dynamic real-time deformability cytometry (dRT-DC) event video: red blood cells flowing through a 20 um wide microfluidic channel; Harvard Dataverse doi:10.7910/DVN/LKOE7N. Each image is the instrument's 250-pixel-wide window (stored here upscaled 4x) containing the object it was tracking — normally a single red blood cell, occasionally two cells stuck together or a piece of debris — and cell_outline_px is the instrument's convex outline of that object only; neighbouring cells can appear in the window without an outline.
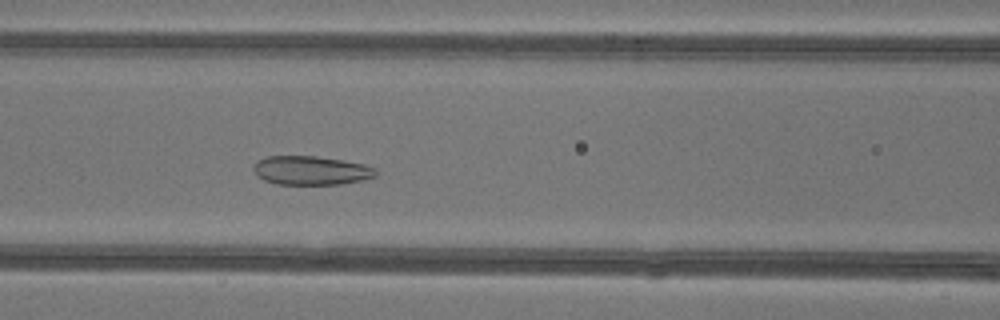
{"species": "common noctule bat (a hibernating species)", "species_latin": "Nyctalus noctula", "temperature_condition": "warm", "stored_images_in_passage": 41, "camera_frame_rate_fps": 3000, "um_per_image_px": 0.085, "animal": {"sex": "female"}, "frame": {"image": 1, "passage_image": 14, "time_ms": 4.333, "image_size_px": [1000, 320], "cell_outline_px": [[376, 176], [364, 180], [340, 184], [276, 184], [264, 180], [252, 168], [256, 160], [264, 156], [316, 156], [344, 160], [364, 164], [376, 168]], "centroid_in_image_um": [26.45, 14.48], "position_along_channel_um": 140.2, "area_um2": 20.69}}
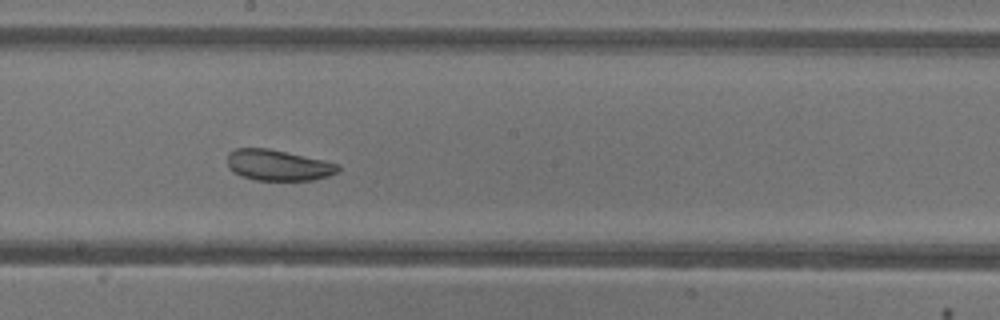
{"frame": {"image": 2, "passage_image": 20, "time_ms": 6.333, "image_size_px": [1000, 320], "cell_outline_px": [[340, 172], [328, 176], [312, 180], [256, 180], [240, 176], [228, 168], [228, 152], [236, 148], [268, 148], [324, 160], [340, 164]], "centroid_in_image_um": [23.65, 14.04], "position_along_channel_um": 224.5, "area_um2": 20.06}}
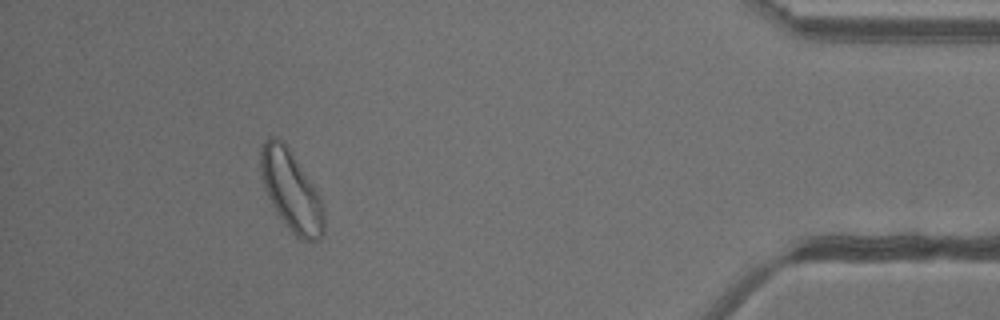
{"frame": {"image": 3, "passage_image": 37, "time_ms": 12.0, "image_size_px": [1000, 320], "cell_outline_px": [[324, 232], [316, 240], [304, 240], [296, 236], [292, 232], [280, 216], [272, 204], [264, 188], [260, 168], [260, 152], [264, 140], [268, 136], [276, 136], [288, 148], [316, 188], [320, 196], [324, 208]], "centroid_in_image_um": [24.75, 16.19], "position_along_channel_um": 410.4, "area_um2": 29.25}, "authors_computed_cell_mechanics": {"area_um2": 25.432, "velocity_mm_per_s": 4.2341, "shape_relaxation_time_tau1_ms": null, "shape_relaxation_time_tau2_ms": 1.6774, "deformation_change_tau1": null, "deformation_change_tau2": 0.0811}}